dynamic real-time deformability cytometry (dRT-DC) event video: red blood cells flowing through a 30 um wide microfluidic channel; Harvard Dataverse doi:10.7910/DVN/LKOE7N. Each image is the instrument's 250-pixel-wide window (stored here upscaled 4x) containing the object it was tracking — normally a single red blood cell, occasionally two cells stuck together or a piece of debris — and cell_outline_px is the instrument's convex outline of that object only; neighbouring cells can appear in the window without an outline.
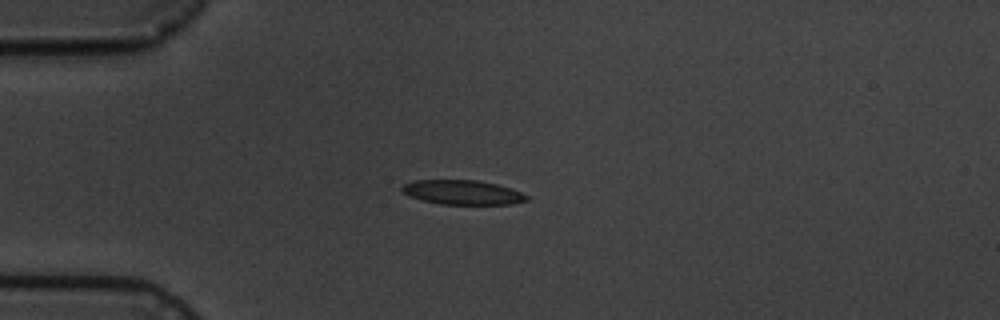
{"species": "common noctule bat (a hibernating species)", "species_latin": "Nyctalus noctula", "temperature_condition": "cold", "stored_images_in_passage": 7, "camera_frame_rate_fps": 3000, "um_per_image_px": 0.085, "animal": {"sex": "male", "body_mass_g": 19.5, "forearm_length_mm": 54.6}, "frame": {"image": 1, "passage_image": 1, "time_ms": 0.0, "image_size_px": [1000, 320], "cell_outline_px": [[528, 200], [512, 204], [440, 204], [424, 200], [412, 196], [404, 192], [400, 188], [404, 184], [412, 180], [476, 180], [496, 184], [512, 188], [528, 196]], "centroid_in_image_um": [39.34, 16.34], "position_along_channel_um": 45.7, "area_um2": 17.57}}
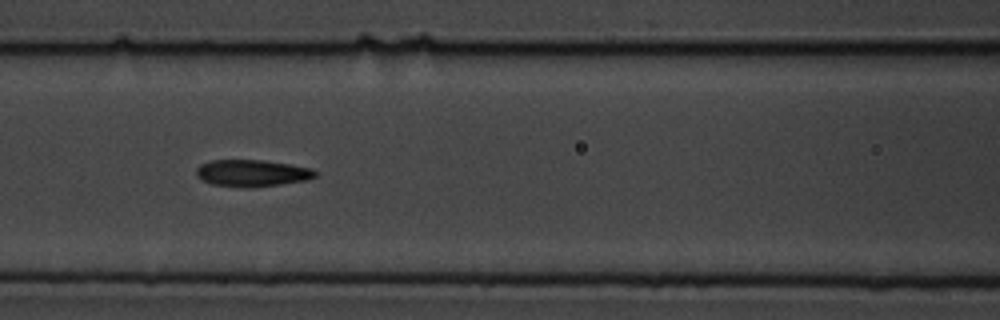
{"frame": {"image": 2, "passage_image": 4, "time_ms": 3.333, "image_size_px": [1000, 320], "cell_outline_px": [[316, 176], [308, 180], [252, 188], [240, 188], [212, 184], [200, 180], [196, 176], [196, 168], [200, 164], [212, 160], [264, 160], [292, 164], [312, 168], [316, 172]], "centroid_in_image_um": [21.41, 14.72], "position_along_channel_um": 145.2, "area_um2": 18.96}}
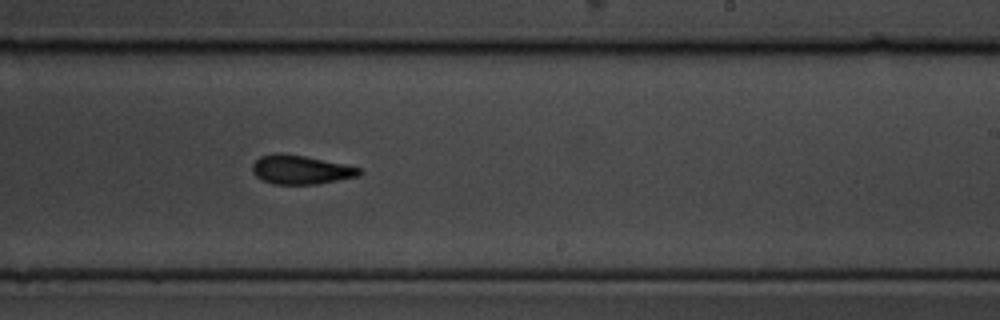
{"frame": {"image": 3, "passage_image": 7, "time_ms": 6.667, "image_size_px": [1000, 320], "cell_outline_px": [[364, 172], [360, 176], [316, 184], [272, 184], [256, 176], [252, 172], [252, 164], [260, 156], [272, 152], [280, 152], [304, 156], [344, 164], [360, 168]], "centroid_in_image_um": [25.55, 14.41], "position_along_channel_um": 263.4, "area_um2": 18.15}}